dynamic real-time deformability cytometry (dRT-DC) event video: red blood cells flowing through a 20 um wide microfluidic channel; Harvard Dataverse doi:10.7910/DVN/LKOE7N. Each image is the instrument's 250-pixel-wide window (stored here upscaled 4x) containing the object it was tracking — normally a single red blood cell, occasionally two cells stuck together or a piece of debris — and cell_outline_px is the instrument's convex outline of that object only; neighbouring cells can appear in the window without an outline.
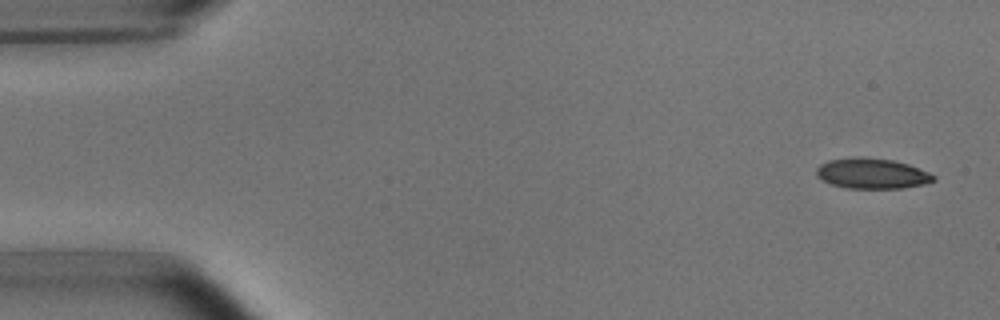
{"species": "common noctule bat (a hibernating species)", "species_latin": "Nyctalus noctula", "temperature_condition": "room temperature", "stored_images_in_passage": 4, "camera_frame_rate_fps": 3000, "um_per_image_px": 0.085, "animal": {"sex": "male", "body_mass_g": 15.6}, "frame": {"image": 1, "passage_image": 1, "time_ms": 0.0, "image_size_px": [1000, 320], "cell_outline_px": [[936, 180], [924, 184], [904, 188], [848, 188], [832, 184], [816, 176], [816, 168], [820, 164], [828, 160], [860, 156], [892, 160], [908, 164], [928, 172], [936, 176]], "centroid_in_image_um": [74.12, 14.74], "position_along_channel_um": 10.9, "area_um2": 20.75}}
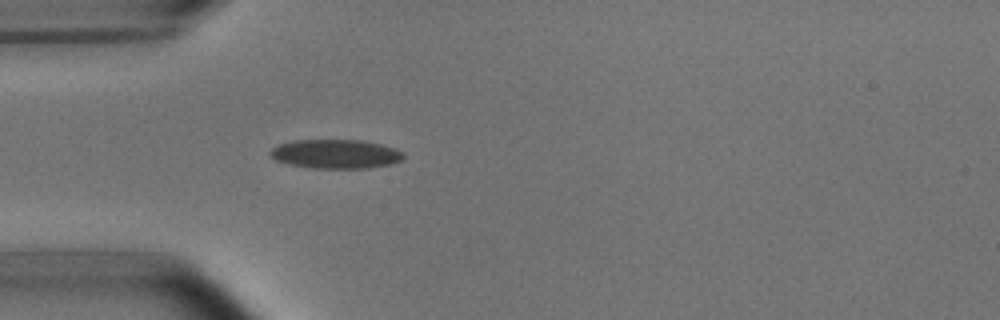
{"frame": {"image": 2, "passage_image": 4, "time_ms": 4.333, "image_size_px": [1000, 320], "cell_outline_px": [[404, 160], [392, 164], [368, 168], [312, 168], [288, 164], [276, 160], [268, 156], [268, 152], [272, 148], [280, 144], [292, 140], [364, 140], [396, 148], [404, 152]], "centroid_in_image_um": [28.55, 13.09], "position_along_channel_um": 56.5, "area_um2": 22.89}}